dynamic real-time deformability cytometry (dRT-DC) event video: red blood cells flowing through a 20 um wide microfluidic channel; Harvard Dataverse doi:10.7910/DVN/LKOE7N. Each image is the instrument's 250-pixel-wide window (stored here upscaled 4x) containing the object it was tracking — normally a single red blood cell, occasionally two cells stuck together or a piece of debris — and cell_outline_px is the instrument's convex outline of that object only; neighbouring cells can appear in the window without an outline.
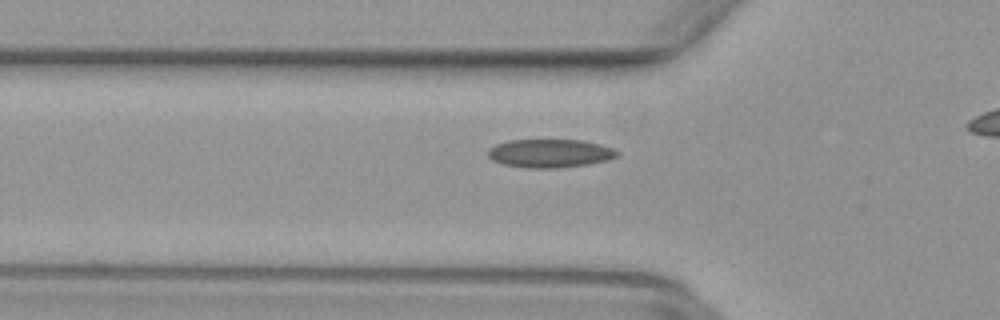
{"species": "common noctule bat (a hibernating species)", "species_latin": "Nyctalus noctula", "temperature_condition": "warm", "stored_images_in_passage": 38, "camera_frame_rate_fps": 3000, "um_per_image_px": 0.085, "animal": {"sex": "female", "body_mass_g": 29.2, "forearm_length_mm": 56.3}, "frame": {"image": 1, "passage_image": 14, "time_ms": 4.333, "image_size_px": [1000, 320], "cell_outline_px": [[620, 156], [608, 160], [588, 164], [560, 168], [524, 168], [504, 164], [492, 160], [488, 156], [488, 148], [496, 144], [508, 140], [580, 140], [600, 144], [616, 148], [620, 152]], "centroid_in_image_um": [46.78, 13.03], "position_along_channel_um": 79.0, "area_um2": 21.68}}
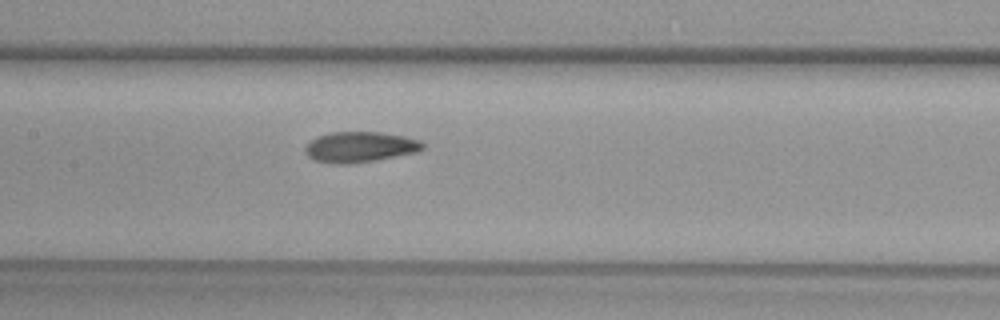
{"frame": {"image": 2, "passage_image": 21, "time_ms": 6.667, "image_size_px": [1000, 320], "cell_outline_px": [[424, 148], [416, 152], [372, 160], [348, 164], [336, 164], [316, 160], [308, 156], [304, 152], [304, 148], [316, 136], [332, 132], [380, 132], [404, 136], [420, 140], [424, 144]], "centroid_in_image_um": [30.58, 12.48], "position_along_channel_um": 176.8, "area_um2": 20.69}}
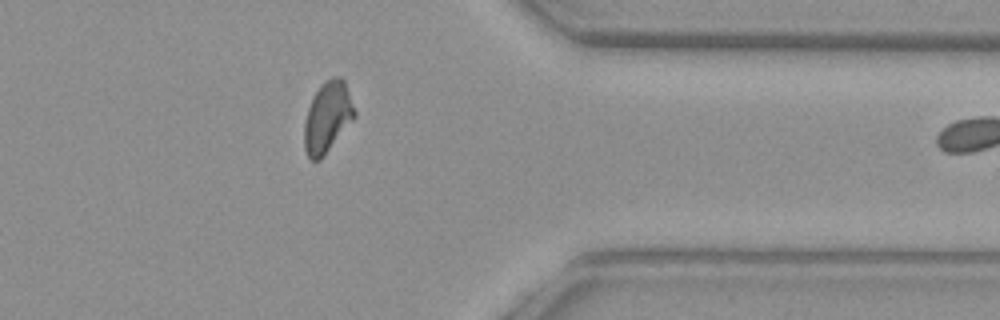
{"frame": {"image": 3, "passage_image": 37, "time_ms": 12.0, "image_size_px": [1000, 320], "cell_outline_px": [[356, 116], [324, 156], [320, 160], [312, 160], [308, 156], [304, 148], [304, 124], [308, 108], [320, 84], [324, 80], [332, 76], [340, 76], [344, 80], [356, 112]], "centroid_in_image_um": [27.84, 9.95], "position_along_channel_um": 383.6, "area_um2": 20.69}}